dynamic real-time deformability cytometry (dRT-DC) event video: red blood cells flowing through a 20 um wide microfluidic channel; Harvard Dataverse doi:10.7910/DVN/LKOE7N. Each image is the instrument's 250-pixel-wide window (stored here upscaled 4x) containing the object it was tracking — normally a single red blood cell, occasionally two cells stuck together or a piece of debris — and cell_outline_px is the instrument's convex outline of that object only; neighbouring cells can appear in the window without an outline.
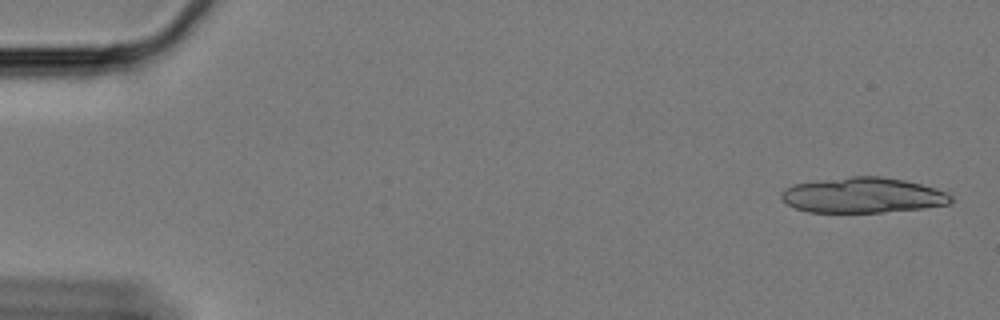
{"species": "Egyptian fruit bat (a non-hibernating species)", "species_latin": "Rousettus aegyptiacus", "temperature_condition": "cold", "stored_images_in_passage": 16, "camera_frame_rate_fps": 3000, "um_per_image_px": 0.085, "animal": {"sex": "female"}, "frame": {"image": 1, "passage_image": 1, "time_ms": 0.0, "image_size_px": [1000, 320], "cell_outline_px": [[952, 200], [948, 204], [924, 208], [884, 212], [808, 212], [796, 208], [780, 200], [780, 192], [784, 188], [792, 184], [852, 176], [880, 176], [904, 180], [936, 188], [952, 196]], "centroid_in_image_um": [73.3, 16.6], "position_along_channel_um": 11.7, "area_um2": 34.97}}